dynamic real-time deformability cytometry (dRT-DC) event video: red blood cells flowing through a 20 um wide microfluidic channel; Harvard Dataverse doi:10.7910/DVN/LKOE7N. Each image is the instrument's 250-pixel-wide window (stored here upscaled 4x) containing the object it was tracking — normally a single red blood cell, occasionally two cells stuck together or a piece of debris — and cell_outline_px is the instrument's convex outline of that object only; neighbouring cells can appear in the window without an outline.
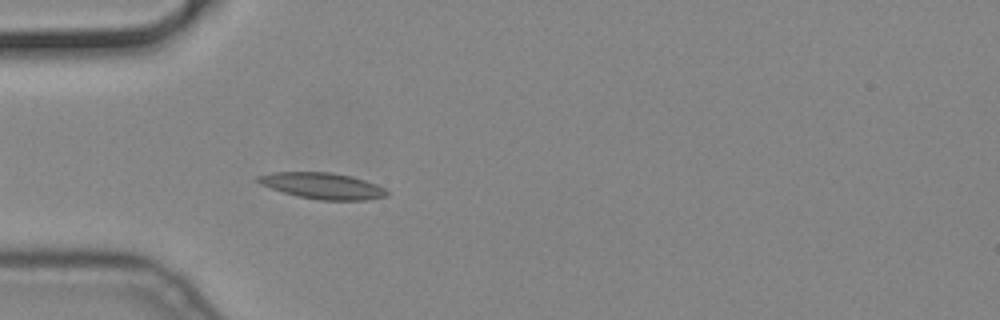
{"species": "common noctule bat (a hibernating species)", "species_latin": "Nyctalus noctula", "temperature_condition": "cold", "stored_images_in_passage": 15, "camera_frame_rate_fps": 3000, "um_per_image_px": 0.085, "animal": {"sex": "male", "body_mass_g": 19.2, "forearm_length_mm": 51.8}, "frame": {"image": 1, "passage_image": 5, "time_ms": 1.333, "image_size_px": [1000, 320], "cell_outline_px": [[388, 196], [368, 200], [320, 200], [296, 196], [260, 184], [252, 180], [256, 176], [272, 172], [328, 172], [352, 176], [376, 184], [384, 188], [388, 192]], "centroid_in_image_um": [27.38, 15.79], "position_along_channel_um": 57.6, "area_um2": 19.77}}
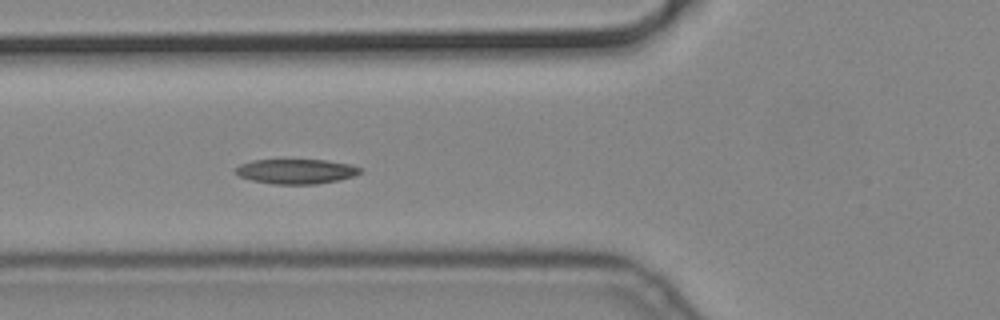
{"frame": {"image": 2, "passage_image": 9, "time_ms": 2.667, "image_size_px": [1000, 320], "cell_outline_px": [[360, 172], [352, 176], [340, 180], [316, 184], [272, 184], [252, 180], [240, 176], [236, 172], [236, 168], [240, 164], [252, 160], [324, 160], [352, 164], [360, 168]], "centroid_in_image_um": [25.17, 14.57], "position_along_channel_um": 100.6, "area_um2": 17.86}}
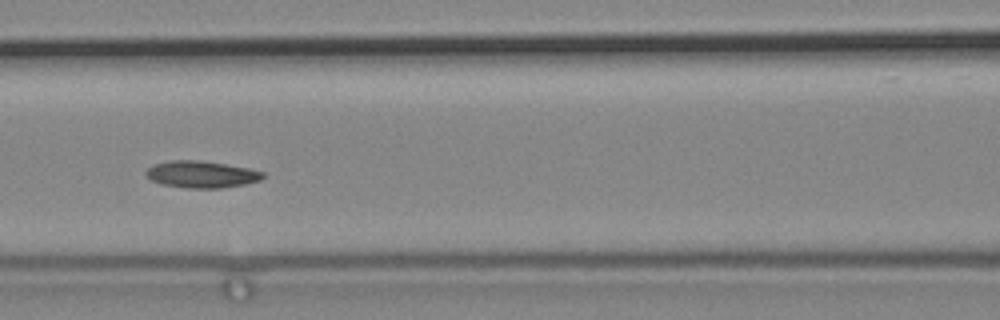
{"frame": {"image": 3, "passage_image": 13, "time_ms": 4.0, "image_size_px": [1000, 320], "cell_outline_px": [[264, 176], [260, 180], [244, 184], [220, 188], [188, 188], [160, 184], [152, 180], [144, 172], [152, 164], [168, 160], [196, 160], [224, 164], [248, 168], [264, 172]], "centroid_in_image_um": [17.09, 14.82], "position_along_channel_um": 149.5, "area_um2": 18.21}}